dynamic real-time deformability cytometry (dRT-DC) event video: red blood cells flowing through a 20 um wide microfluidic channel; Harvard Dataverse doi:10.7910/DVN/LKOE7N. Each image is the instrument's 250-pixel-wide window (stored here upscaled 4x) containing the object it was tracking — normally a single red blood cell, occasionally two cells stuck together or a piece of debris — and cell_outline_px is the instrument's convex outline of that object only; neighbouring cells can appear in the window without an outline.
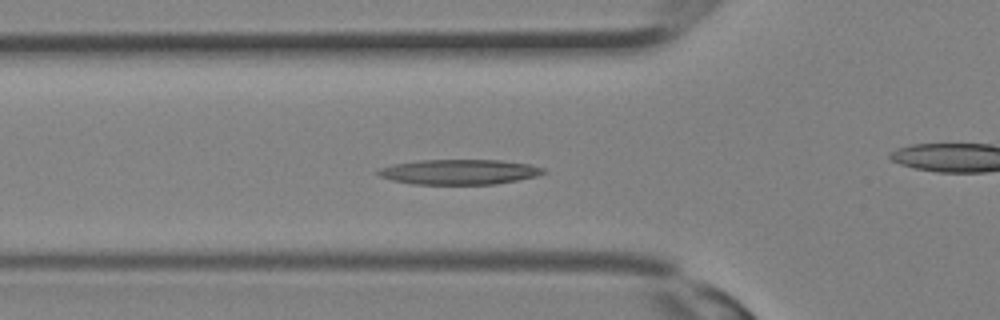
{"species": "Egyptian fruit bat (a non-hibernating species)", "species_latin": "Rousettus aegyptiacus", "temperature_condition": "room temperature", "stored_images_in_passage": 20, "camera_frame_rate_fps": 3000, "um_per_image_px": 0.085, "animal": {"sex": "female"}, "frame": {"image": 1, "passage_image": 4, "time_ms": 1.0, "image_size_px": [1000, 320], "cell_outline_px": [[548, 172], [536, 176], [516, 180], [492, 184], [412, 184], [392, 180], [380, 176], [376, 172], [380, 168], [392, 164], [416, 160], [500, 160], [532, 164], [544, 168]], "centroid_in_image_um": [39.04, 14.6], "position_along_channel_um": 86.8, "area_um2": 24.22}}
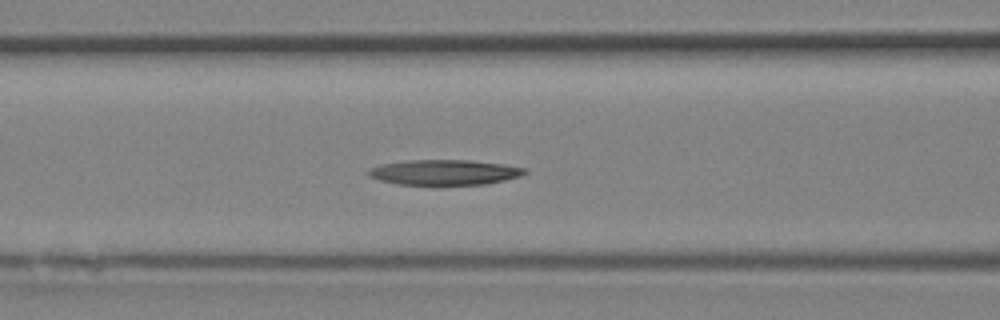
{"frame": {"image": 2, "passage_image": 6, "time_ms": 1.667, "image_size_px": [1000, 320], "cell_outline_px": [[528, 172], [520, 176], [504, 180], [484, 184], [396, 184], [380, 180], [368, 176], [368, 172], [372, 168], [384, 164], [404, 160], [468, 160], [504, 164], [528, 168]], "centroid_in_image_um": [37.82, 14.64], "position_along_channel_um": 128.8, "area_um2": 22.77}}